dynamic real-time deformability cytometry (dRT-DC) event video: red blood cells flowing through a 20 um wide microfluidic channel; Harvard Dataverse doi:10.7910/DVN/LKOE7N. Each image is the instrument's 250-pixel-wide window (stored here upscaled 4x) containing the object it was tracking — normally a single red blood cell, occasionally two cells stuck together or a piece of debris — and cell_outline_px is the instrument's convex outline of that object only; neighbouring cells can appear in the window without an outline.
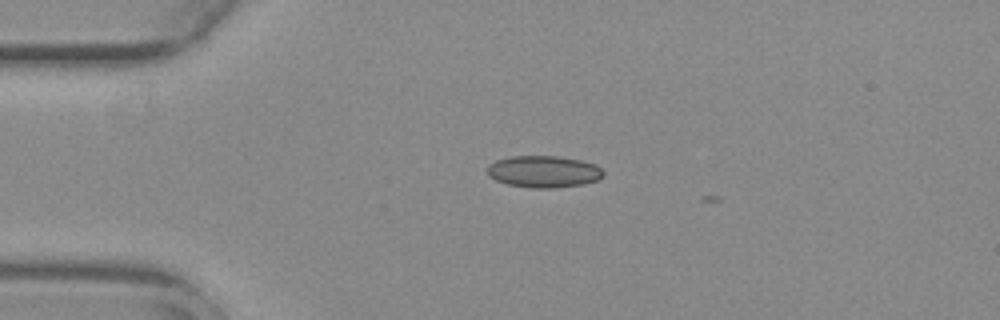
{"species": "common noctule bat (a hibernating species)", "species_latin": "Nyctalus noctula", "temperature_condition": "warm", "stored_images_in_passage": 2, "camera_frame_rate_fps": 3000, "um_per_image_px": 0.085, "animal": {"sex": "female", "body_mass_g": 29.2, "forearm_length_mm": 56.3}, "frame": {"image": 1, "passage_image": 1, "time_ms": 0.0, "image_size_px": [1000, 320], "cell_outline_px": [[604, 176], [596, 180], [584, 184], [556, 188], [532, 188], [508, 184], [496, 180], [488, 176], [488, 164], [496, 160], [512, 156], [560, 156], [580, 160], [596, 164], [604, 172]], "centroid_in_image_um": [46.22, 14.58], "position_along_channel_um": 38.8, "area_um2": 21.62}}